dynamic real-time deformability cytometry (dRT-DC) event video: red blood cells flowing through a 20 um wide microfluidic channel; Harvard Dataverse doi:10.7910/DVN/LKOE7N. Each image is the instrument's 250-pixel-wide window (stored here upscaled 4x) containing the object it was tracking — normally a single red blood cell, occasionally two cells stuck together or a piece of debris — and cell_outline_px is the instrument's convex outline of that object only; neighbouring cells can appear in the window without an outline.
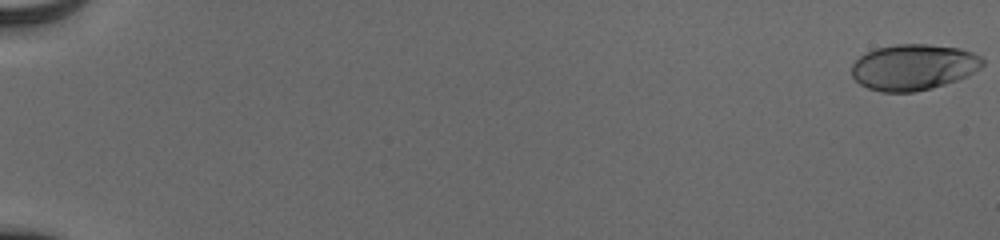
{"species": "human", "species_latin": "Homo sapiens", "temperature_condition": "cold", "stored_images_in_passage": 56, "camera_frame_rate_fps": 3000, "um_per_image_px": 0.085, "donor": {"sex": "male"}, "frame": {"image": 1, "passage_image": 1, "time_ms": 0.0, "image_size_px": [1000, 240], "cell_outline_px": [[984, 64], [980, 68], [968, 76], [932, 88], [916, 92], [880, 92], [868, 88], [860, 84], [852, 76], [852, 64], [860, 56], [876, 48], [896, 44], [928, 44], [960, 48], [972, 52], [980, 56], [984, 60]], "centroid_in_image_um": [77.66, 5.71], "position_along_channel_um": 7.3, "area_um2": 35.14}}
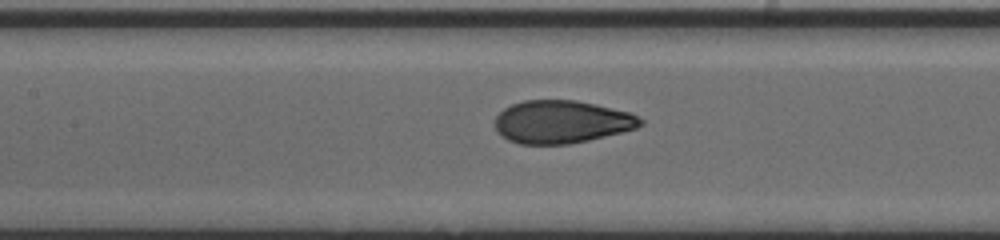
{"frame": {"image": 2, "passage_image": 29, "time_ms": 9.333, "image_size_px": [1000, 240], "cell_outline_px": [[644, 124], [636, 128], [588, 140], [568, 144], [520, 144], [508, 140], [496, 132], [496, 116], [504, 108], [512, 104], [524, 100], [576, 100], [596, 104], [632, 112], [644, 120]], "centroid_in_image_um": [47.75, 10.35], "position_along_channel_um": 159.6, "area_um2": 36.41}}
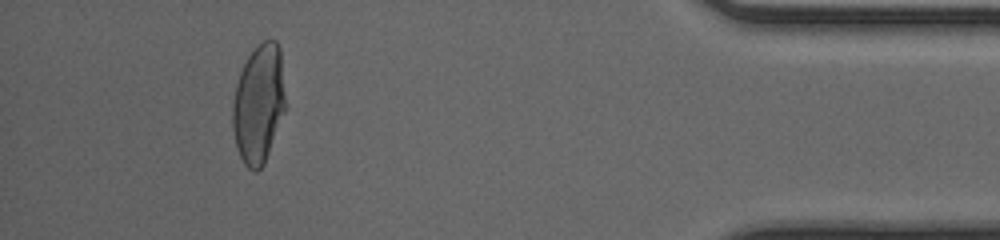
{"frame": {"image": 3, "passage_image": 52, "time_ms": 17.0, "image_size_px": [1000, 240], "cell_outline_px": [[284, 112], [264, 164], [256, 172], [252, 172], [244, 164], [236, 148], [232, 128], [232, 104], [236, 84], [240, 72], [248, 56], [264, 40], [276, 40], [280, 48], [284, 96]], "centroid_in_image_um": [21.96, 8.87], "position_along_channel_um": 413.2, "area_um2": 36.3}, "authors_computed_cell_mechanics": {"area_um2": 36.5007, "velocity_mm_per_s": 3.9178, "shape_relaxation_time_tau1_ms": 4.7175, "shape_relaxation_time_tau2_ms": null, "deformation_change_tau1": 0.2086, "deformation_change_tau2": null}}